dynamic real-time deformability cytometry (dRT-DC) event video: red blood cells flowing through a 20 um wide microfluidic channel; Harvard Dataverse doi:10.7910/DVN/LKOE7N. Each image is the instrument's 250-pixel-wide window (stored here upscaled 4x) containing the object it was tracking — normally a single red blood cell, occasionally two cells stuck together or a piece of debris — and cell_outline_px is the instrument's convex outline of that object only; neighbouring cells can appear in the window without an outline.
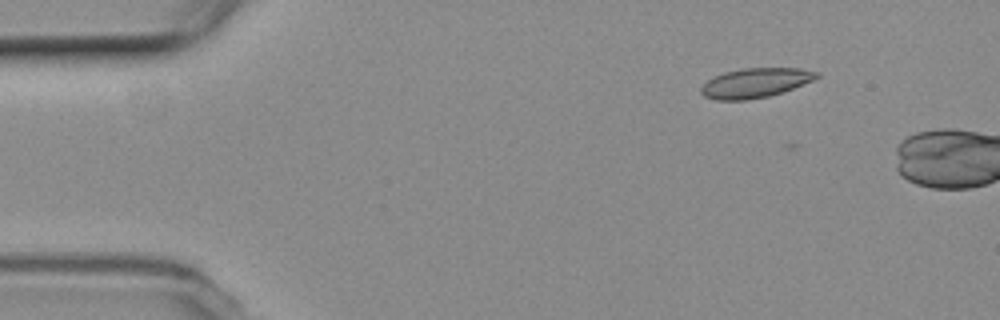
{"species": "common noctule bat (a hibernating species)", "species_latin": "Nyctalus noctula", "temperature_condition": "room temperature", "stored_images_in_passage": 8, "camera_frame_rate_fps": 3000, "um_per_image_px": 0.085, "animal": {"sex": "female", "body_mass_g": 19.3, "forearm_length_mm": 54.1}, "frame": {"image": 1, "passage_image": 1, "time_ms": 0.0, "image_size_px": [1000, 320], "cell_outline_px": [[820, 76], [816, 80], [768, 96], [748, 100], [716, 100], [704, 96], [700, 92], [700, 88], [708, 80], [724, 72], [744, 68], [800, 68], [820, 72]], "centroid_in_image_um": [64.23, 7.04], "position_along_channel_um": 20.8, "area_um2": 19.88}}